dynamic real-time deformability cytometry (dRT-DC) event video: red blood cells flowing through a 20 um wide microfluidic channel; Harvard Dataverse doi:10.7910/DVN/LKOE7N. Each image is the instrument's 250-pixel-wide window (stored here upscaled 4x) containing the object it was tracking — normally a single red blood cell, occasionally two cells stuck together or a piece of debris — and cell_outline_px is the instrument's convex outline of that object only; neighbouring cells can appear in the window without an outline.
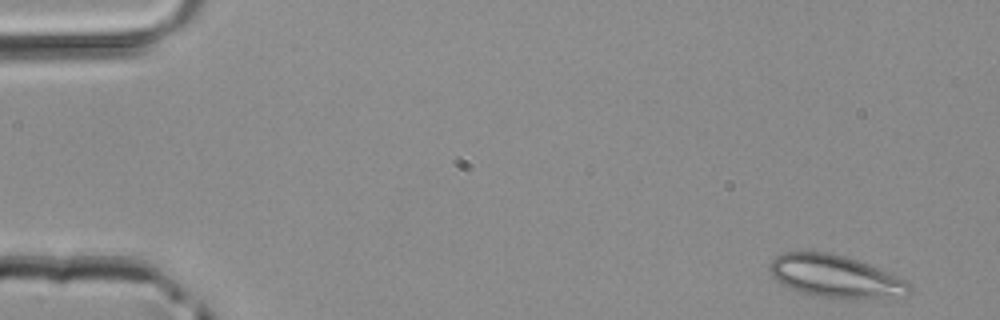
{"species": "common noctule bat (a hibernating species)", "species_latin": "Nyctalus noctula", "temperature_condition": "room temperature", "stored_images_in_passage": 3, "camera_frame_rate_fps": 3000, "um_per_image_px": 0.085, "animal": {"sex": "male", "body_mass_g": 20.4}, "frame": {"image": 1, "passage_image": 1, "time_ms": 0.0, "image_size_px": [1000, 320], "cell_outline_px": [[912, 292], [908, 296], [848, 300], [832, 300], [812, 296], [800, 292], [776, 280], [772, 276], [768, 268], [772, 260], [776, 256], [784, 252], [828, 252], [844, 256], [868, 264], [912, 280]], "centroid_in_image_um": [71.12, 23.54], "position_along_channel_um": 13.9, "area_um2": 35.6}}